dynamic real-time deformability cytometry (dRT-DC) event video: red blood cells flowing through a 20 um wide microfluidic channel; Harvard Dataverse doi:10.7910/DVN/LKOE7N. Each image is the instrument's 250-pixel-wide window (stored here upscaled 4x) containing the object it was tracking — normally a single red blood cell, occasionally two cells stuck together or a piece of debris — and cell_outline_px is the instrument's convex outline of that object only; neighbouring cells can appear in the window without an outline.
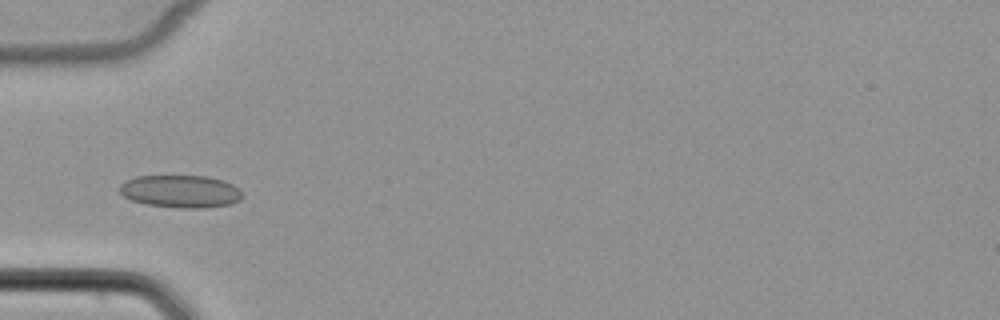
{"species": "common noctule bat (a hibernating species)", "species_latin": "Nyctalus noctula", "temperature_condition": "cold", "stored_images_in_passage": 7, "camera_frame_rate_fps": 3000, "um_per_image_px": 0.085, "animal": {"sex": "female", "body_mass_g": 22.7, "forearm_length_mm": 54.2}, "frame": {"image": 1, "passage_image": 4, "time_ms": 3.667, "image_size_px": [1000, 320], "cell_outline_px": [[244, 196], [240, 200], [228, 204], [204, 208], [176, 208], [144, 204], [132, 200], [124, 196], [120, 192], [120, 184], [124, 180], [136, 176], [208, 176], [224, 180], [232, 184]], "centroid_in_image_um": [15.32, 16.26], "position_along_channel_um": 69.7, "area_um2": 23.41}}
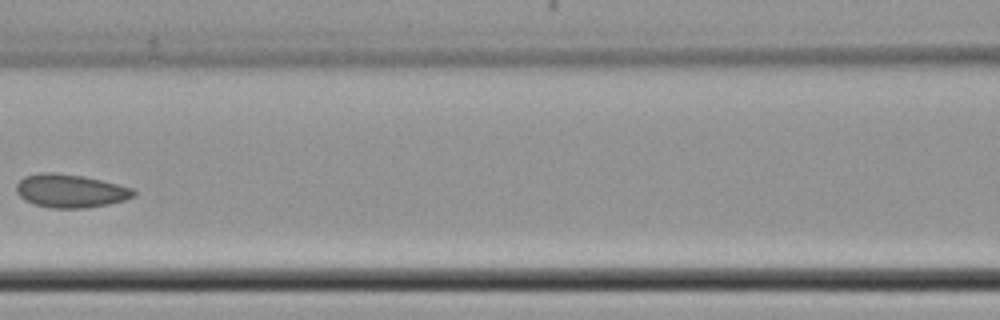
{"frame": {"image": 2, "passage_image": 6, "time_ms": 6.0, "image_size_px": [1000, 320], "cell_outline_px": [[136, 196], [124, 200], [108, 204], [84, 208], [52, 208], [36, 204], [24, 200], [16, 192], [16, 184], [24, 176], [40, 172], [52, 172], [84, 176], [132, 188], [136, 192]], "centroid_in_image_um": [5.97, 16.22], "position_along_channel_um": 160.6, "area_um2": 22.72}}
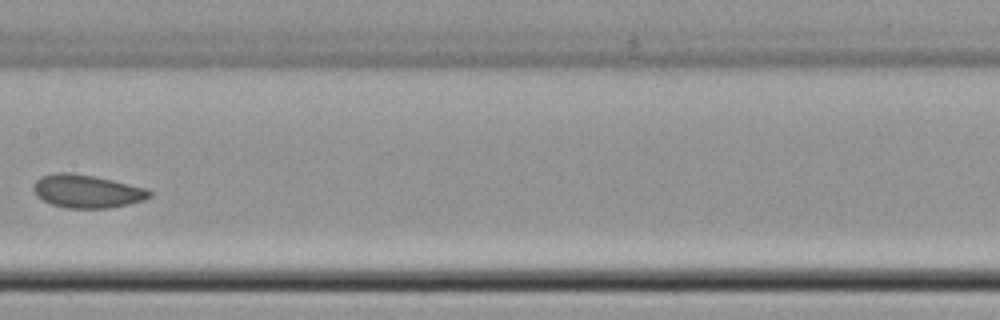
{"frame": {"image": 3, "passage_image": 7, "time_ms": 7.0, "image_size_px": [1000, 320], "cell_outline_px": [[152, 196], [144, 200], [128, 204], [108, 208], [68, 208], [52, 204], [36, 196], [32, 188], [36, 180], [40, 176], [52, 172], [72, 172], [96, 176], [148, 188], [152, 192]], "centroid_in_image_um": [7.39, 16.24], "position_along_channel_um": 200.0, "area_um2": 22.72}}